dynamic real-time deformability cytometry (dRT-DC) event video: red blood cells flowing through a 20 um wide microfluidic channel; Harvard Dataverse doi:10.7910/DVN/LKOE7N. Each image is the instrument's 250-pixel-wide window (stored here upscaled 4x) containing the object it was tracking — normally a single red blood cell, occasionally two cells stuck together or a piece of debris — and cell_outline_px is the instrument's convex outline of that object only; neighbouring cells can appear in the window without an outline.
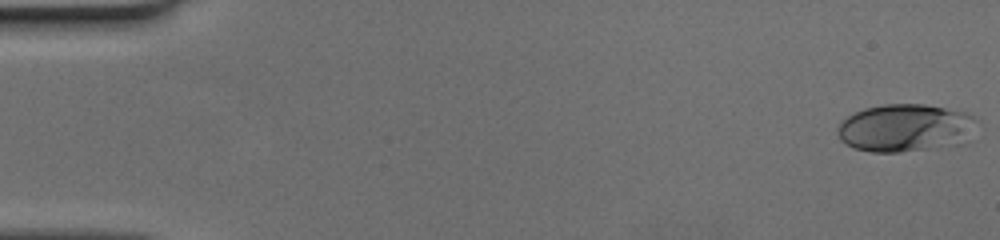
{"species": "human", "species_latin": "Homo sapiens", "temperature_condition": "cold", "stored_images_in_passage": 50, "camera_frame_rate_fps": 3000, "um_per_image_px": 0.085, "donor": {"sex": "female"}, "frame": {"image": 1, "passage_image": 1, "time_ms": 0.0, "image_size_px": [1000, 240], "cell_outline_px": [[980, 120], [968, 144], [900, 152], [872, 152], [852, 148], [840, 140], [836, 128], [848, 116], [864, 108], [884, 104], [924, 104], [968, 112], [976, 116]], "centroid_in_image_um": [77.06, 10.88], "position_along_channel_um": 7.9, "area_um2": 39.71}}
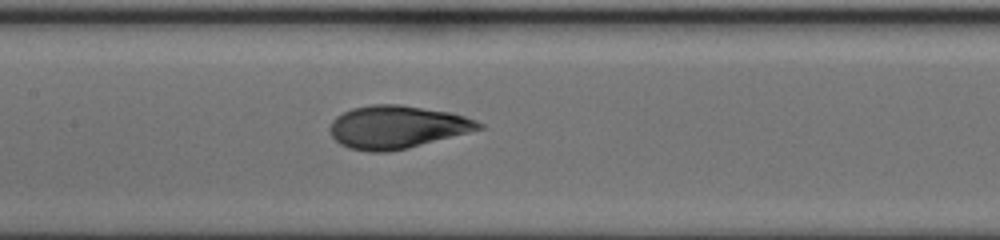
{"frame": {"image": 2, "passage_image": 25, "time_ms": 8.0, "image_size_px": [1000, 240], "cell_outline_px": [[484, 128], [408, 148], [388, 152], [368, 152], [348, 148], [340, 144], [332, 136], [328, 128], [332, 120], [336, 116], [352, 108], [372, 104], [400, 104], [452, 112], [476, 120], [484, 124]], "centroid_in_image_um": [33.73, 10.79], "position_along_channel_um": 173.7, "area_um2": 37.4}}
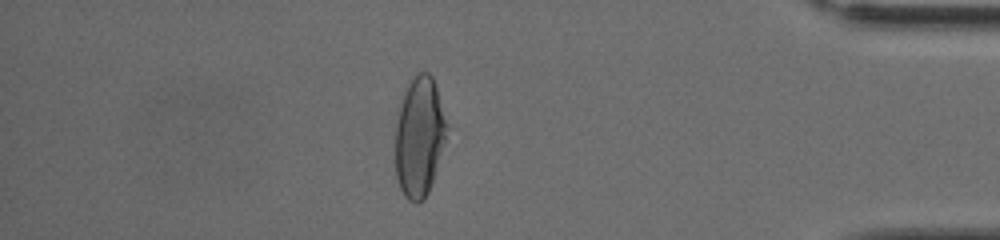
{"frame": {"image": 3, "passage_image": 44, "time_ms": 14.333, "image_size_px": [1000, 240], "cell_outline_px": [[448, 128], [432, 180], [428, 192], [424, 200], [416, 204], [408, 200], [404, 196], [400, 188], [396, 176], [396, 108], [404, 88], [408, 80], [420, 72], [428, 72], [432, 76], [436, 84]], "centroid_in_image_um": [35.6, 11.56], "position_along_channel_um": 399.6, "area_um2": 36.24}}